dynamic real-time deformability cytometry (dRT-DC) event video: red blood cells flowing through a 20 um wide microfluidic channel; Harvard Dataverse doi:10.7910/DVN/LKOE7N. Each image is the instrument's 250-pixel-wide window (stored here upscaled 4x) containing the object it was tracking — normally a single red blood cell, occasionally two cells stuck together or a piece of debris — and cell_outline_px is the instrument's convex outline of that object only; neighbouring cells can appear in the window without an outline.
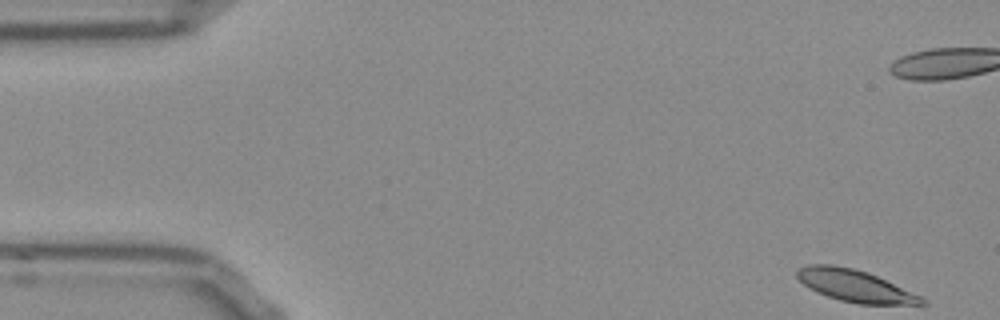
{"species": "Egyptian fruit bat (a non-hibernating species)", "species_latin": "Rousettus aegyptiacus", "temperature_condition": "room temperature", "stored_images_in_passage": 53, "camera_frame_rate_fps": 3000, "um_per_image_px": 0.085, "frame": {"image": 1, "passage_image": 1, "time_ms": 0.0, "image_size_px": [1000, 320], "cell_outline_px": [[928, 304], [856, 304], [840, 300], [816, 292], [808, 288], [796, 276], [796, 268], [808, 264], [832, 264], [852, 268], [868, 272], [920, 296]], "centroid_in_image_um": [72.6, 24.28], "position_along_channel_um": 12.4, "area_um2": 23.06}}
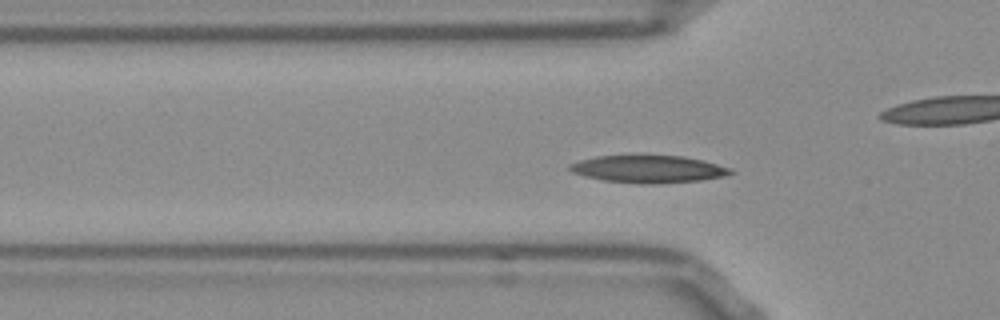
{"frame": {"image": 2, "passage_image": 15, "time_ms": 4.667, "image_size_px": [1000, 320], "cell_outline_px": [[736, 172], [724, 176], [700, 180], [652, 184], [640, 184], [604, 180], [584, 176], [572, 172], [568, 168], [568, 164], [580, 160], [596, 156], [684, 156], [704, 160], [732, 168]], "centroid_in_image_um": [55.13, 14.37], "position_along_channel_um": 70.7, "area_um2": 25.66}}
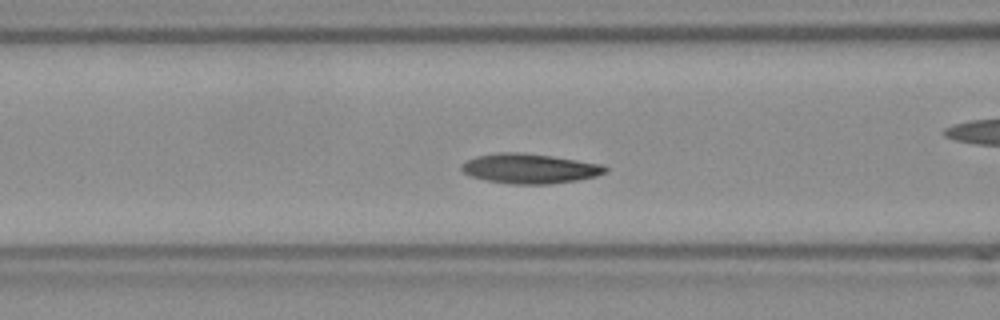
{"frame": {"image": 3, "passage_image": 19, "time_ms": 6.0, "image_size_px": [1000, 320], "cell_outline_px": [[608, 172], [596, 176], [576, 180], [552, 184], [508, 184], [484, 180], [472, 176], [464, 172], [460, 168], [460, 164], [476, 156], [496, 152], [520, 152], [552, 156], [604, 164], [608, 168]], "centroid_in_image_um": [45.03, 14.32], "position_along_channel_um": 121.6, "area_um2": 25.2}, "authors_computed_cell_mechanics": {"area_um2": 24.1026, "velocity_mm_per_s": 3.7693, "shape_relaxation_time_tau1_ms": 4.0696, "shape_relaxation_time_tau2_ms": 8.9434, "deformation_change_tau1": 0.1307, "deformation_change_tau2": 0.1522}}